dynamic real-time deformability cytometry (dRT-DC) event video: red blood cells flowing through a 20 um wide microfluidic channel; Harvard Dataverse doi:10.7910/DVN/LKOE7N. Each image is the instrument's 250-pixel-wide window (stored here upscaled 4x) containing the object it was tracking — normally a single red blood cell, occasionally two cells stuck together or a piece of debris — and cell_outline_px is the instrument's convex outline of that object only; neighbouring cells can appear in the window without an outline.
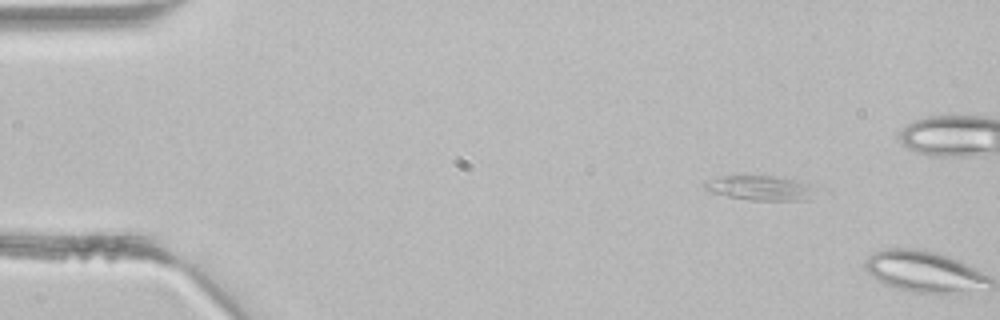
{"species": "common noctule bat (a hibernating species)", "species_latin": "Nyctalus noctula", "temperature_condition": "room temperature", "stored_images_in_passage": 2, "camera_frame_rate_fps": 3000, "um_per_image_px": 0.085, "animal": {"sex": "male", "body_mass_g": 21.5, "forearm_length_mm": 52.0}, "frame": {"image": 1, "passage_image": 1, "time_ms": 0.0, "image_size_px": [1000, 320], "cell_outline_px": [[816, 192], [808, 200], [748, 200], [728, 196], [712, 192], [704, 188], [704, 180], [720, 176], [772, 176], [792, 180], [808, 184]], "centroid_in_image_um": [64.56, 15.98], "position_along_channel_um": 20.4, "area_um2": 15.72}}